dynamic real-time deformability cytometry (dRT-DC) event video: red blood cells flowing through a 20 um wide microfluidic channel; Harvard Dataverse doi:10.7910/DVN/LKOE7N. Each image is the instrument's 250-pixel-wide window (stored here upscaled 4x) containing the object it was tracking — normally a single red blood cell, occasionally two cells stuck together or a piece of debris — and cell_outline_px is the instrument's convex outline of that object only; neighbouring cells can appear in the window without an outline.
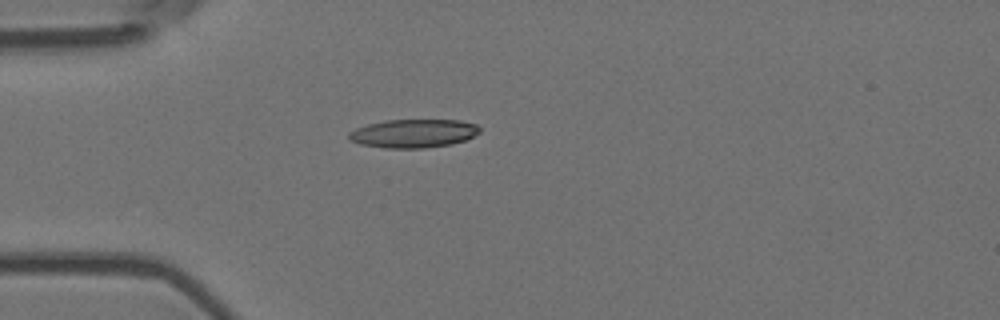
{"species": "Egyptian fruit bat (a non-hibernating species)", "species_latin": "Rousettus aegyptiacus", "temperature_condition": "room temperature", "stored_images_in_passage": 5, "camera_frame_rate_fps": 3000, "um_per_image_px": 0.085, "animal": {"sex": "female"}, "frame": {"image": 1, "passage_image": 4, "time_ms": 1.0, "image_size_px": [1000, 320], "cell_outline_px": [[480, 132], [464, 140], [452, 144], [424, 148], [384, 148], [360, 144], [348, 140], [348, 132], [356, 128], [368, 124], [384, 120], [460, 120], [476, 124], [480, 128]], "centroid_in_image_um": [35.11, 11.34], "position_along_channel_um": 49.9, "area_um2": 21.79}}